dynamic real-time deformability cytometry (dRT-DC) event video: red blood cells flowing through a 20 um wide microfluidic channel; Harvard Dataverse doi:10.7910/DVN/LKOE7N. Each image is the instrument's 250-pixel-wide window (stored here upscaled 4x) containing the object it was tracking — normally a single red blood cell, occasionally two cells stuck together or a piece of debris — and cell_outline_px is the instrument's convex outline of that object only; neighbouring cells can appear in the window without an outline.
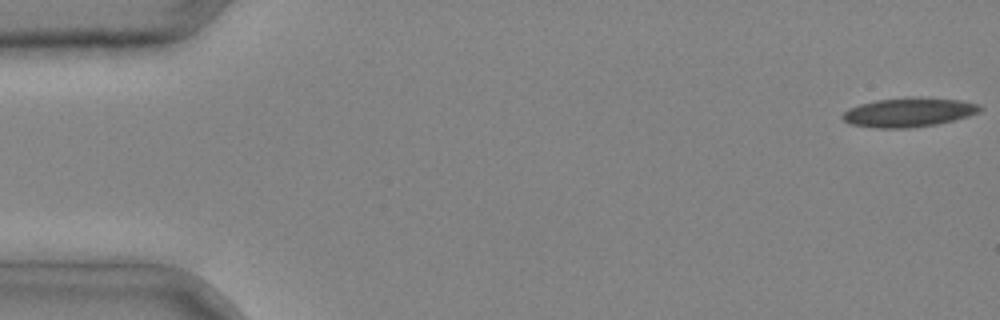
{"species": "common noctule bat (a hibernating species)", "species_latin": "Nyctalus noctula", "temperature_condition": "cold", "stored_images_in_passage": 5, "camera_frame_rate_fps": 3000, "um_per_image_px": 0.085, "animal": {"sex": "male", "body_mass_g": 20.4}, "frame": {"image": 1, "passage_image": 1, "time_ms": 0.0, "image_size_px": [1000, 320], "cell_outline_px": [[984, 108], [980, 112], [956, 120], [936, 124], [908, 128], [876, 128], [852, 124], [844, 120], [840, 116], [848, 108], [860, 104], [876, 100], [920, 96], [960, 100], [980, 104]], "centroid_in_image_um": [77.29, 9.53], "position_along_channel_um": 7.7, "area_um2": 23.58}}